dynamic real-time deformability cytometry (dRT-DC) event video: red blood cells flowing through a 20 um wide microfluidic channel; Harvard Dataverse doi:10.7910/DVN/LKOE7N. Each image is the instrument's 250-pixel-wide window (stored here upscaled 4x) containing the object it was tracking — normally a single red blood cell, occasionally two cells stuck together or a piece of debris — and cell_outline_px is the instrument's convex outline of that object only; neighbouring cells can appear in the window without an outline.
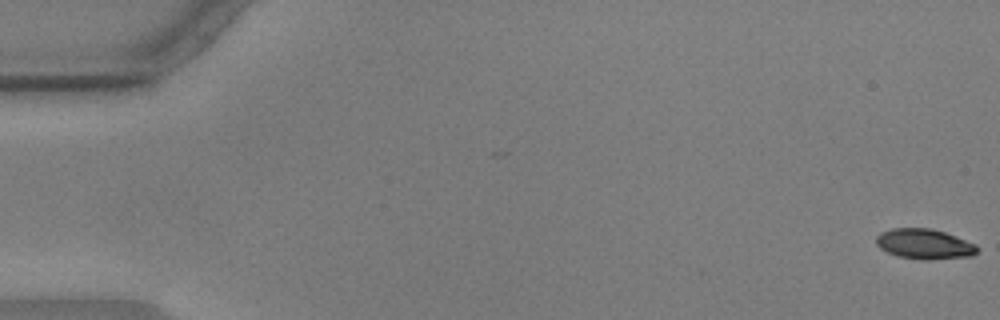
{"species": "common noctule bat (a hibernating species)", "species_latin": "Nyctalus noctula", "temperature_condition": "warm", "stored_images_in_passage": 12, "camera_frame_rate_fps": 3000, "um_per_image_px": 0.085, "animal": {"sex": "male", "body_mass_g": 17.9, "forearm_length_mm": 54.2}, "frame": {"image": 1, "passage_image": 1, "time_ms": 0.0, "image_size_px": [1000, 320], "cell_outline_px": [[980, 248], [972, 256], [928, 260], [920, 260], [896, 256], [880, 248], [876, 244], [876, 236], [880, 232], [892, 228], [932, 228], [944, 232], [976, 244]], "centroid_in_image_um": [78.56, 20.74], "position_along_channel_um": 6.4, "area_um2": 17.92}}